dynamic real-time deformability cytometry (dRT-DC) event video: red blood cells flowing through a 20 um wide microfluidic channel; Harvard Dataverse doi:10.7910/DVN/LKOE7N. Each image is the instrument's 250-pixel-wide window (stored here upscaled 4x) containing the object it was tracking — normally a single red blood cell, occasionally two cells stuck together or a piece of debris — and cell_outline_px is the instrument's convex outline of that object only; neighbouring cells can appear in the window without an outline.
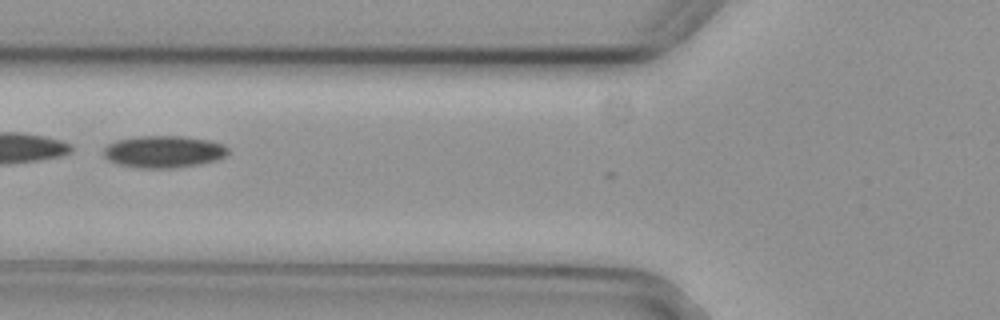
{"species": "common noctule bat (a hibernating species)", "species_latin": "Nyctalus noctula", "temperature_condition": "cold", "stored_images_in_passage": 5, "camera_frame_rate_fps": 3000, "um_per_image_px": 0.085, "animal": {"sex": "female", "body_mass_g": 29.2, "forearm_length_mm": 56.3}, "frame": {"image": 1, "passage_image": 5, "time_ms": 1.333, "image_size_px": [1000, 320], "cell_outline_px": [[228, 152], [224, 156], [216, 160], [196, 164], [172, 168], [140, 168], [120, 164], [108, 160], [104, 156], [104, 148], [108, 144], [116, 140], [140, 136], [184, 136], [208, 140], [224, 144], [228, 148]], "centroid_in_image_um": [13.9, 12.88], "position_along_channel_um": 111.9, "area_um2": 23.06}}